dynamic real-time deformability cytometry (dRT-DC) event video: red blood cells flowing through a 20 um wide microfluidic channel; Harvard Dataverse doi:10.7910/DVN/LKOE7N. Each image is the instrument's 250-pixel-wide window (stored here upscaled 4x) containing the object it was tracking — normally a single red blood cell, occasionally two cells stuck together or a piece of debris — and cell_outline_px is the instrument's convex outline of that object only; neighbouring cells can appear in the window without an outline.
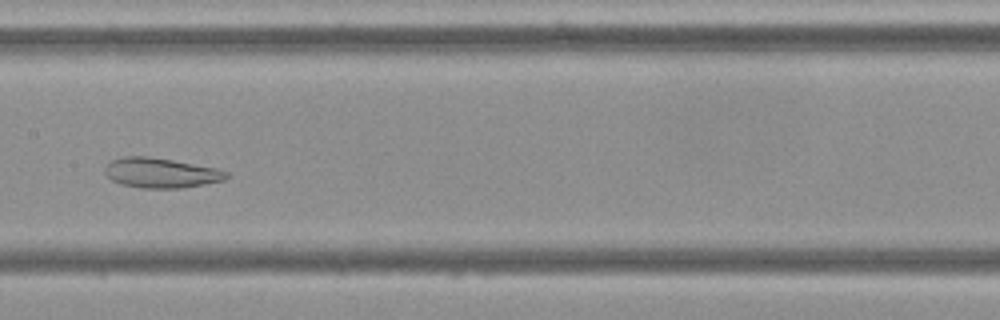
{"species": "Egyptian fruit bat (a non-hibernating species)", "species_latin": "Rousettus aegyptiacus", "temperature_condition": "cold", "stored_images_in_passage": 41, "camera_frame_rate_fps": 3000, "um_per_image_px": 0.085, "frame": {"image": 1, "passage_image": 13, "time_ms": 4.0, "image_size_px": [1000, 320], "cell_outline_px": [[228, 176], [224, 180], [184, 188], [140, 188], [120, 184], [112, 180], [104, 172], [104, 168], [112, 160], [120, 156], [148, 156], [172, 160], [216, 168], [228, 172]], "centroid_in_image_um": [13.65, 14.69], "position_along_channel_um": 193.7, "area_um2": 21.21}}
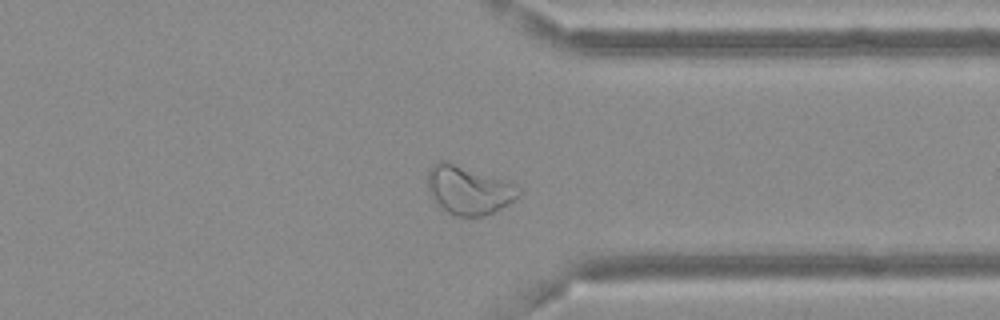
{"frame": {"image": 2, "passage_image": 28, "time_ms": 9.0, "image_size_px": [1000, 320], "cell_outline_px": [[524, 192], [520, 196], [508, 204], [484, 216], [456, 216], [448, 212], [428, 192], [428, 172], [432, 164], [440, 160], [444, 160], [508, 180], [520, 184], [524, 188]], "centroid_in_image_um": [39.92, 16.13], "position_along_channel_um": 371.5, "area_um2": 26.01}}
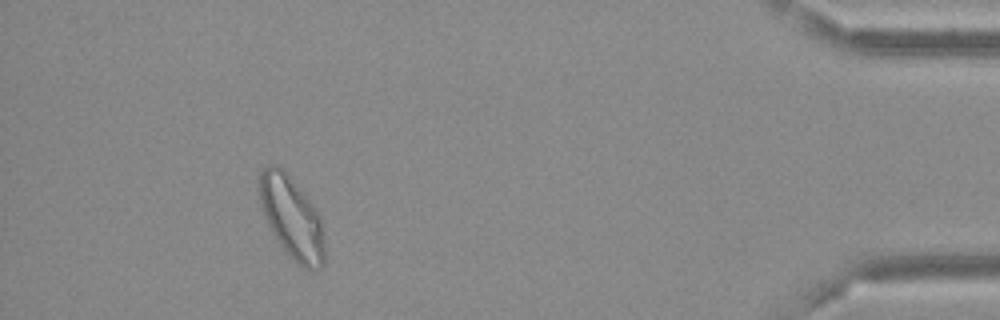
{"frame": {"image": 3, "passage_image": 36, "time_ms": 11.667, "image_size_px": [1000, 320], "cell_outline_px": [[324, 264], [320, 268], [304, 268], [296, 264], [280, 244], [268, 224], [264, 216], [260, 204], [260, 172], [268, 164], [276, 164], [308, 196], [316, 208], [320, 216], [324, 236]], "centroid_in_image_um": [24.82, 18.51], "position_along_channel_um": 410.4, "area_um2": 30.98}, "authors_computed_cell_mechanics": {"area_um2": 24.4494, "velocity_mm_per_s": 3.5951, "shape_relaxation_time_tau1_ms": null, "shape_relaxation_time_tau2_ms": 2.1334, "deformation_change_tau1": null, "deformation_change_tau2": 0.0937}}